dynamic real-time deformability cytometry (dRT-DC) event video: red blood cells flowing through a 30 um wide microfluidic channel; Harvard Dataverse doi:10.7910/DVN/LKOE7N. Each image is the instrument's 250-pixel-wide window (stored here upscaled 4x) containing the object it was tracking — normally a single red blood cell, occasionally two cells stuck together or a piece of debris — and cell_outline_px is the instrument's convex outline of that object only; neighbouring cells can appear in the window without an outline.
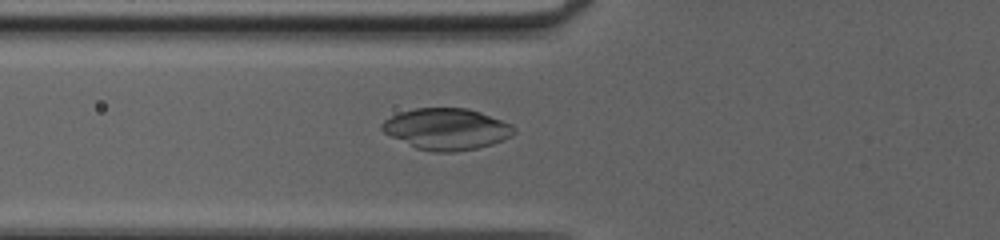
{"species": "common noctule bat (a hibernating species)", "species_latin": "Nyctalus noctula", "temperature_condition": "cold", "stored_images_in_passage": 39, "camera_frame_rate_fps": 3000, "um_per_image_px": 0.085, "animal": {"sex": "female", "body_mass_g": 20.0, "forearm_length_mm": 54.0}, "frame": {"image": 1, "passage_image": 9, "time_ms": 2.667, "image_size_px": [1000, 240], "cell_outline_px": [[516, 132], [512, 136], [504, 140], [492, 144], [476, 148], [456, 152], [432, 152], [416, 148], [384, 132], [380, 128], [380, 124], [384, 120], [400, 112], [416, 108], [468, 108], [480, 112], [512, 124], [516, 128]], "centroid_in_image_um": [37.99, 10.97], "position_along_channel_um": 87.8, "area_um2": 31.85}}
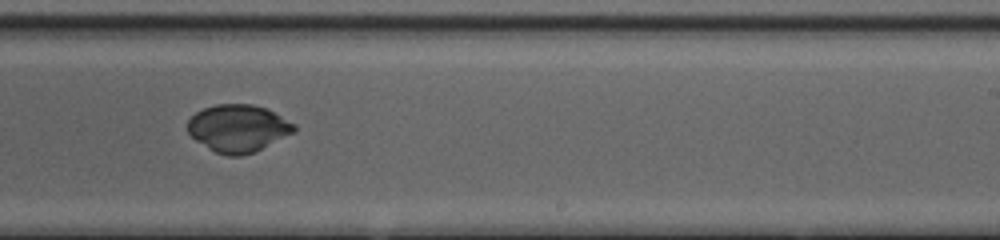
{"frame": {"image": 2, "passage_image": 22, "time_ms": 7.0, "image_size_px": [1000, 240], "cell_outline_px": [[296, 132], [252, 152], [240, 156], [228, 156], [216, 152], [208, 148], [196, 140], [188, 132], [188, 120], [196, 112], [204, 108], [216, 104], [252, 104], [264, 108], [296, 124]], "centroid_in_image_um": [20.23, 10.9], "position_along_channel_um": 268.8, "area_um2": 29.07}}
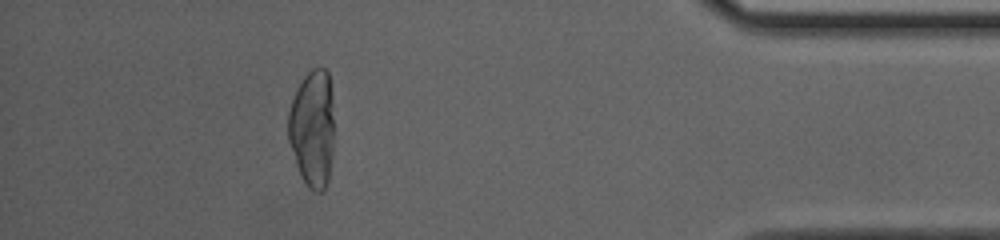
{"frame": {"image": 3, "passage_image": 35, "time_ms": 11.333, "image_size_px": [1000, 240], "cell_outline_px": [[332, 152], [328, 180], [324, 192], [312, 192], [304, 184], [300, 176], [288, 140], [288, 112], [292, 100], [304, 76], [312, 68], [324, 68], [328, 72], [332, 96]], "centroid_in_image_um": [26.54, 10.97], "position_along_channel_um": 408.7, "area_um2": 31.39}}